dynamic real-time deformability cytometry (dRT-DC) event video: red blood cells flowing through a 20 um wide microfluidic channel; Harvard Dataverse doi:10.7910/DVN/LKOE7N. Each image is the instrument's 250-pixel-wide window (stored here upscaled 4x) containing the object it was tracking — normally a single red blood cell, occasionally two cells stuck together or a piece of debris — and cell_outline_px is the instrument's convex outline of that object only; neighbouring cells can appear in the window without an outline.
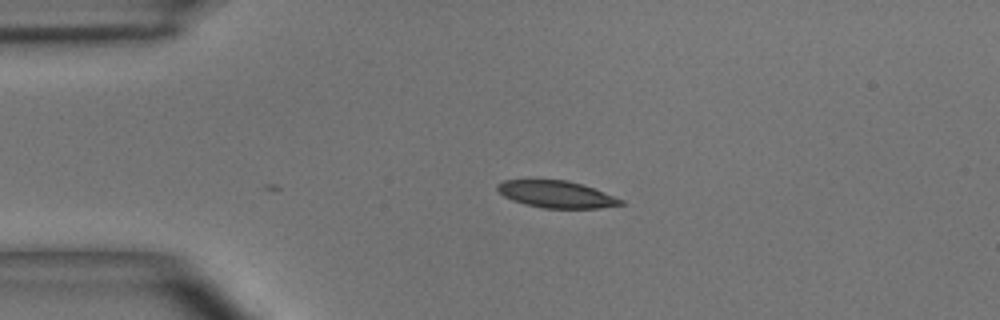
{"species": "common noctule bat (a hibernating species)", "species_latin": "Nyctalus noctula", "temperature_condition": "room temperature", "stored_images_in_passage": 6, "camera_frame_rate_fps": 3000, "um_per_image_px": 0.085, "animal": {"sex": "male", "body_mass_g": 15.6}, "frame": {"image": 1, "passage_image": 1, "time_ms": 0.0, "image_size_px": [1000, 320], "cell_outline_px": [[624, 204], [600, 208], [544, 208], [524, 204], [512, 200], [504, 196], [496, 188], [496, 184], [504, 180], [568, 180], [592, 188], [624, 200]], "centroid_in_image_um": [47.27, 16.52], "position_along_channel_um": 37.7, "area_um2": 19.19}}